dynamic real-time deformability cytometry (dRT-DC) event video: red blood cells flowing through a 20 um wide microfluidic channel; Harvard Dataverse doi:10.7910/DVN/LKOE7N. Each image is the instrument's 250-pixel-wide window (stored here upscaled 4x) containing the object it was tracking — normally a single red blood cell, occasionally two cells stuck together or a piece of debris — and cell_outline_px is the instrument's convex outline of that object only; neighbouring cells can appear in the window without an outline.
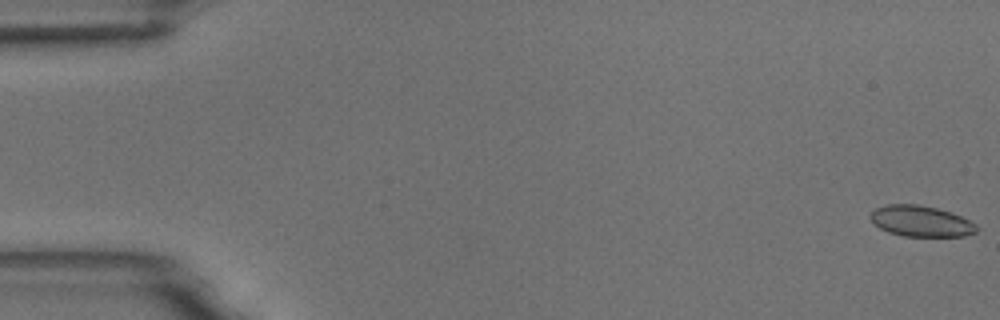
{"species": "common noctule bat (a hibernating species)", "species_latin": "Nyctalus noctula", "temperature_condition": "room temperature", "stored_images_in_passage": 56, "camera_frame_rate_fps": 3000, "um_per_image_px": 0.085, "animal": {"sex": "male", "body_mass_g": 18.8}, "frame": {"image": 1, "passage_image": 1, "time_ms": 0.0, "image_size_px": [1000, 320], "cell_outline_px": [[976, 232], [964, 236], [904, 236], [888, 232], [880, 228], [868, 216], [876, 208], [888, 204], [916, 204], [936, 208], [952, 212], [976, 224]], "centroid_in_image_um": [78.27, 18.79], "position_along_channel_um": 6.7, "area_um2": 18.96}}
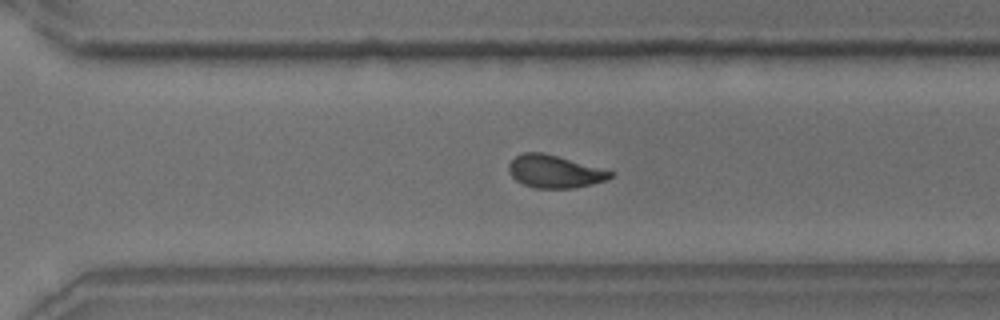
{"frame": {"image": 2, "passage_image": 39, "time_ms": 12.667, "image_size_px": [1000, 320], "cell_outline_px": [[616, 172], [608, 180], [592, 184], [572, 188], [536, 188], [524, 184], [516, 180], [508, 172], [508, 164], [516, 156], [524, 152], [544, 152]], "centroid_in_image_um": [47.15, 14.57], "position_along_channel_um": 323.4, "area_um2": 19.42}}
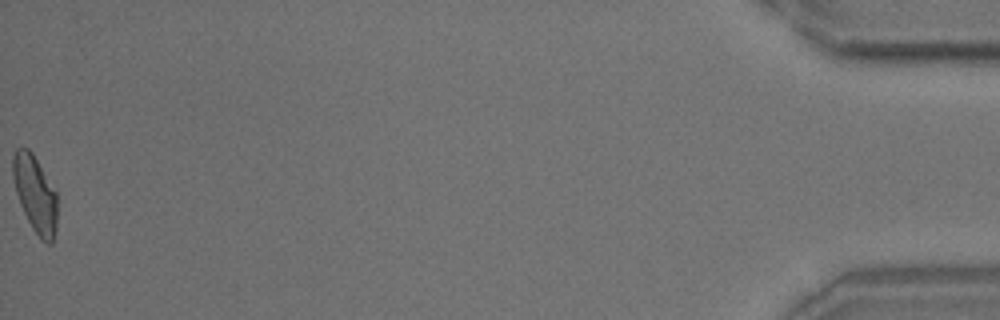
{"frame": {"image": 3, "passage_image": 56, "time_ms": 18.333, "image_size_px": [1000, 320], "cell_outline_px": [[56, 228], [52, 244], [48, 244], [40, 240], [32, 228], [20, 204], [16, 192], [12, 176], [12, 156], [16, 148], [28, 148], [32, 152], [56, 192]], "centroid_in_image_um": [2.97, 16.5], "position_along_channel_um": 432.2, "area_um2": 19.77}, "authors_computed_cell_mechanics": {"area_um2": 19.8543, "velocity_mm_per_s": 3.6763, "shape_relaxation_time_tau1_ms": 4.1724, "shape_relaxation_time_tau2_ms": 1.4174, "deformation_change_tau1": 0.1336, "deformation_change_tau2": 0.071}}